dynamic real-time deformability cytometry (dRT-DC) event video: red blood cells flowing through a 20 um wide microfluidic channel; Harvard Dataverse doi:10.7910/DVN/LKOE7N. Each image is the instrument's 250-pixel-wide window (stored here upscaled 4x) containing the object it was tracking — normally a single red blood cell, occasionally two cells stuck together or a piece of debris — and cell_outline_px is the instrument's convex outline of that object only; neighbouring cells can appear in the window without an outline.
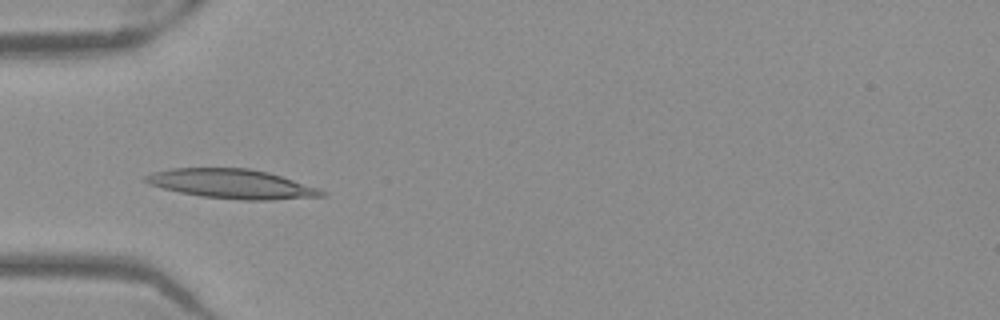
{"species": "Egyptian fruit bat (a non-hibernating species)", "species_latin": "Rousettus aegyptiacus", "temperature_condition": "warm", "stored_images_in_passage": 51, "camera_frame_rate_fps": 3000, "um_per_image_px": 0.085, "frame": {"image": 1, "passage_image": 16, "time_ms": 5.0, "image_size_px": [1000, 320], "cell_outline_px": [[328, 192], [324, 196], [272, 200], [244, 200], [200, 196], [180, 192], [148, 184], [144, 180], [144, 176], [152, 172], [172, 168], [248, 168], [268, 172], [320, 188]], "centroid_in_image_um": [19.73, 15.63], "position_along_channel_um": 65.3, "area_um2": 30.11}}
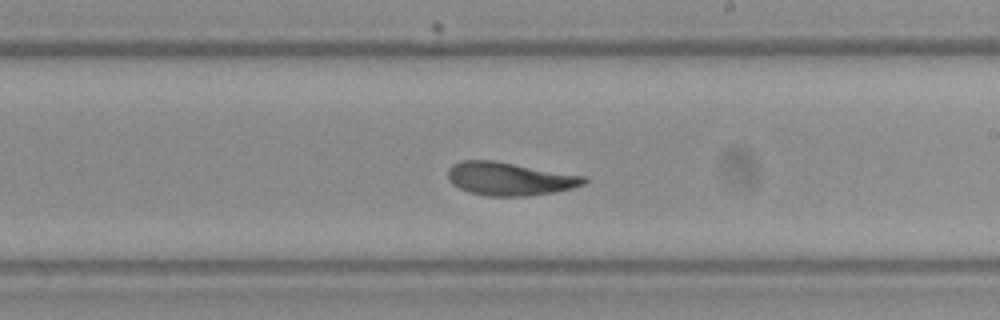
{"frame": {"image": 2, "passage_image": 30, "time_ms": 9.667, "image_size_px": [1000, 320], "cell_outline_px": [[588, 180], [584, 184], [572, 188], [552, 192], [528, 196], [488, 196], [468, 192], [452, 184], [448, 176], [448, 168], [452, 164], [464, 160], [496, 160], [588, 176]], "centroid_in_image_um": [43.34, 15.18], "position_along_channel_um": 245.7, "area_um2": 26.59}}
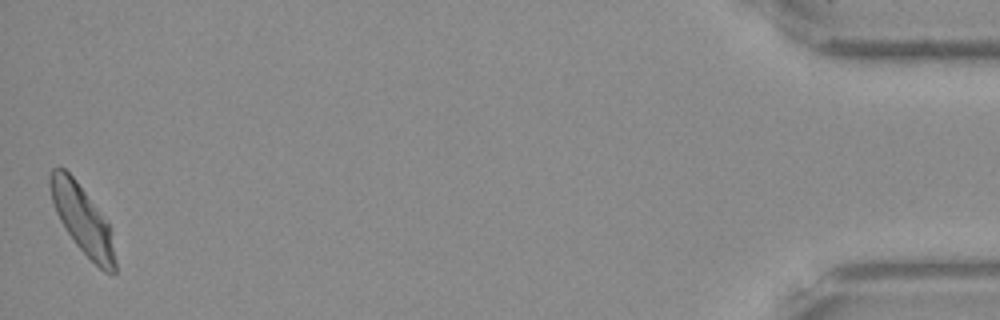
{"frame": {"image": 3, "passage_image": 51, "time_ms": 16.667, "image_size_px": [1000, 320], "cell_outline_px": [[116, 272], [104, 272], [76, 244], [60, 220], [56, 212], [52, 200], [48, 184], [48, 176], [52, 168], [64, 168], [76, 180], [112, 228], [116, 264]], "centroid_in_image_um": [7.01, 18.65], "position_along_channel_um": 428.2, "area_um2": 25.55}, "authors_computed_cell_mechanics": {"area_um2": 26.7036, "velocity_mm_per_s": 3.8918, "shape_relaxation_time_tau1_ms": 5.6177, "shape_relaxation_time_tau2_ms": 1.9267, "deformation_change_tau1": 0.1835, "deformation_change_tau2": 0.0914}}